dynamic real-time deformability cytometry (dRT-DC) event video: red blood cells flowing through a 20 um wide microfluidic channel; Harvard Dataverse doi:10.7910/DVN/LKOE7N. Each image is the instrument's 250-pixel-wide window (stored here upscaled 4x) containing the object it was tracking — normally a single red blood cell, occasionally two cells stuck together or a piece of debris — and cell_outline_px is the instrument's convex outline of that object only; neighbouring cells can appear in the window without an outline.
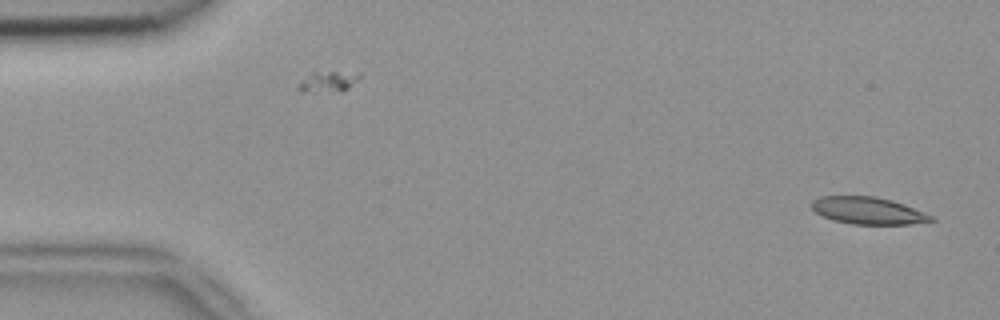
{"species": "common noctule bat (a hibernating species)", "species_latin": "Nyctalus noctula", "temperature_condition": "room temperature", "stored_images_in_passage": 2, "camera_frame_rate_fps": 3000, "um_per_image_px": 0.085, "animal": {"sex": "female", "body_mass_g": 18.4}, "frame": {"image": 1, "passage_image": 2, "time_ms": 0.333, "image_size_px": [1000, 320], "cell_outline_px": [[936, 220], [908, 224], [852, 224], [832, 220], [816, 212], [812, 208], [812, 200], [820, 196], [872, 196], [892, 200], [904, 204], [924, 212], [932, 216]], "centroid_in_image_um": [73.77, 17.9], "position_along_channel_um": 11.2, "area_um2": 18.73}}